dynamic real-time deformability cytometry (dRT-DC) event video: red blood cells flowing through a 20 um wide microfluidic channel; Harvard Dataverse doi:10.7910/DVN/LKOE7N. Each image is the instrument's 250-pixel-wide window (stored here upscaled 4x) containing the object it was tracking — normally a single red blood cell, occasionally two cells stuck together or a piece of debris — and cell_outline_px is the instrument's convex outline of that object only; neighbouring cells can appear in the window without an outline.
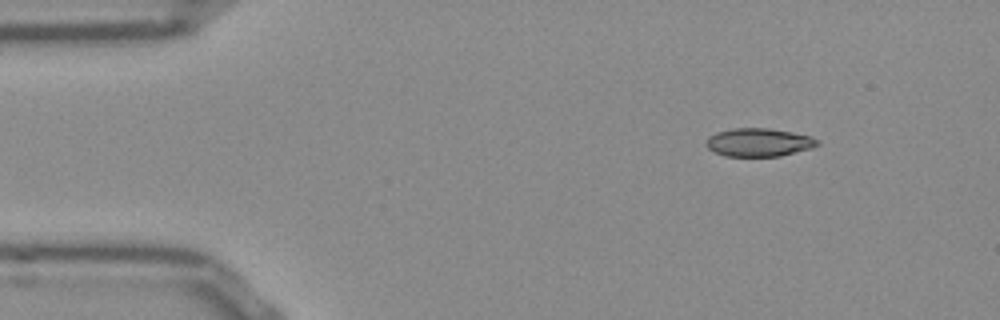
{"species": "Egyptian fruit bat (a non-hibernating species)", "species_latin": "Rousettus aegyptiacus", "temperature_condition": "room temperature", "stored_images_in_passage": 47, "camera_frame_rate_fps": 3000, "um_per_image_px": 0.085, "frame": {"image": 1, "passage_image": 1, "time_ms": 0.0, "image_size_px": [1000, 320], "cell_outline_px": [[820, 144], [812, 148], [780, 156], [724, 156], [708, 148], [704, 144], [708, 136], [716, 132], [732, 128], [768, 128], [792, 132], [812, 136], [820, 140]], "centroid_in_image_um": [64.51, 12.09], "position_along_channel_um": 20.5, "area_um2": 18.5}}
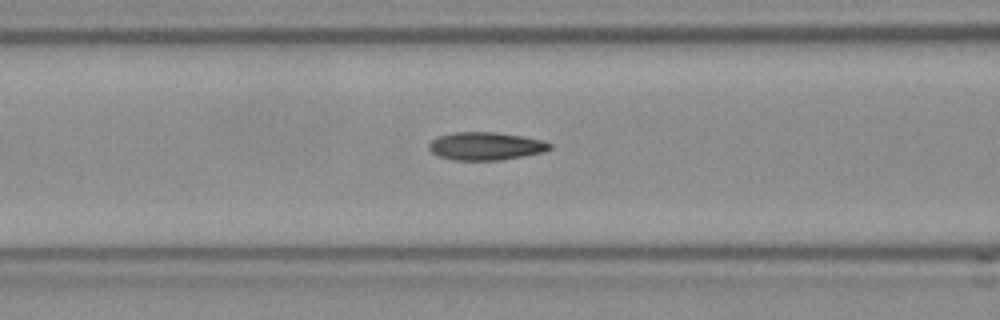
{"frame": {"image": 2, "passage_image": 15, "time_ms": 4.667, "image_size_px": [1000, 320], "cell_outline_px": [[552, 148], [544, 152], [524, 156], [500, 160], [452, 160], [440, 156], [432, 152], [428, 148], [428, 144], [432, 140], [440, 136], [456, 132], [496, 132], [520, 136], [540, 140], [552, 144]], "centroid_in_image_um": [41.29, 12.42], "position_along_channel_um": 125.3, "area_um2": 19.54}}
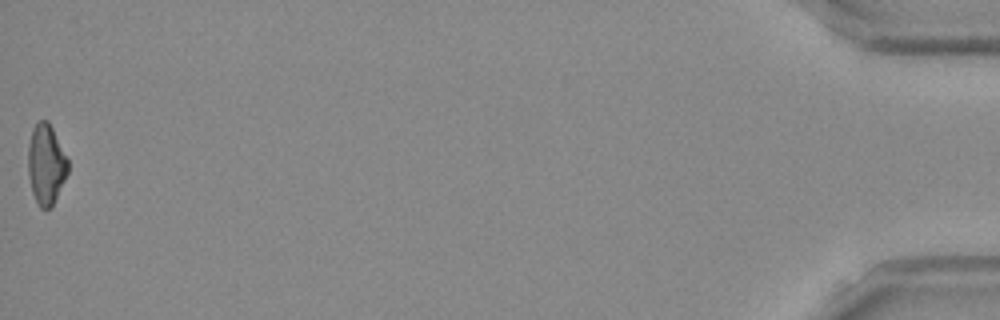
{"frame": {"image": 3, "passage_image": 47, "time_ms": 15.333, "image_size_px": [1000, 320], "cell_outline_px": [[68, 172], [52, 208], [40, 208], [32, 192], [28, 176], [28, 144], [32, 128], [40, 120], [48, 120], [68, 160]], "centroid_in_image_um": [3.9, 13.98], "position_along_channel_um": 431.3, "area_um2": 18.61}, "authors_computed_cell_mechanics": {"area_um2": 19.1318, "velocity_mm_per_s": 3.8496, "shape_relaxation_time_tau1_ms": 7.5762, "shape_relaxation_time_tau2_ms": 3.48, "deformation_change_tau1": 0.208, "deformation_change_tau2": 0.1095}}